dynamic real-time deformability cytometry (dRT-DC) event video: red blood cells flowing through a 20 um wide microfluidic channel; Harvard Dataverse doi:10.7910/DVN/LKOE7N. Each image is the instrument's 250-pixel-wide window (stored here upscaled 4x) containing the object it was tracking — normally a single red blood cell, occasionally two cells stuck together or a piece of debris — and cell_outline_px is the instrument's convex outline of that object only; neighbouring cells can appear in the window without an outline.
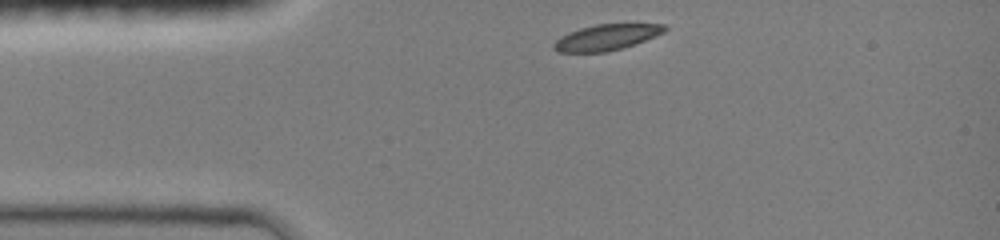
{"species": "common noctule bat (a hibernating species)", "species_latin": "Nyctalus noctula", "temperature_condition": "room temperature", "stored_images_in_passage": 10, "camera_frame_rate_fps": 3000, "um_per_image_px": 0.085, "animal": {"sex": "female", "body_mass_g": 19.0, "forearm_length_mm": 51.5}, "frame": {"image": 1, "passage_image": 1, "time_ms": 0.0, "image_size_px": [1000, 240], "cell_outline_px": [[668, 28], [664, 32], [656, 36], [608, 52], [556, 52], [552, 48], [552, 44], [560, 36], [568, 32], [580, 28], [596, 24], [668, 24]], "centroid_in_image_um": [51.51, 3.17], "position_along_channel_um": 33.5, "area_um2": 16.7}}